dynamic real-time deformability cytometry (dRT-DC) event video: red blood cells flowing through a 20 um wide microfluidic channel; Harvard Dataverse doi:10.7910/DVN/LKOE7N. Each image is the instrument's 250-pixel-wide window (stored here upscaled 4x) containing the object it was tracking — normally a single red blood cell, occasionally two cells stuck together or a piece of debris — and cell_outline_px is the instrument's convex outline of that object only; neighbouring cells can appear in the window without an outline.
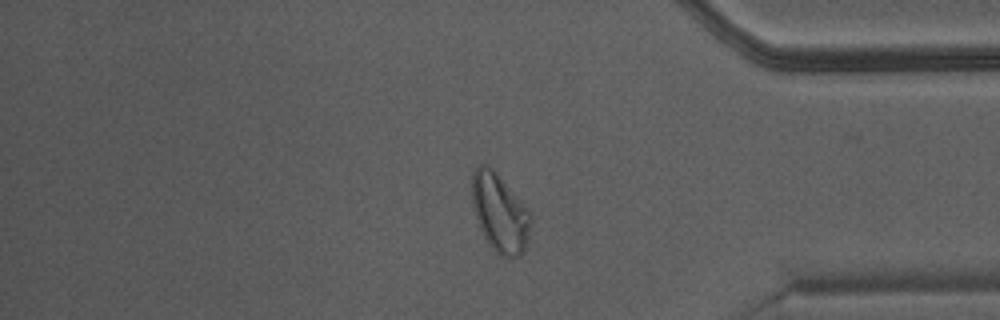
{"species": "Egyptian fruit bat (a non-hibernating species)", "species_latin": "Rousettus aegyptiacus", "temperature_condition": "warm", "stored_images_in_passage": 48, "camera_frame_rate_fps": 3000, "um_per_image_px": 0.085, "animal": {"sex": "male"}, "frame": {"image": 1, "passage_image": 41, "time_ms": 13.333, "image_size_px": [1000, 320], "cell_outline_px": [[532, 224], [528, 244], [524, 252], [520, 256], [500, 256], [496, 252], [484, 236], [480, 228], [472, 204], [472, 172], [480, 164], [488, 164], [496, 172], [528, 208], [532, 216]], "centroid_in_image_um": [42.52, 18.09], "position_along_channel_um": 392.7, "area_um2": 26.99}}